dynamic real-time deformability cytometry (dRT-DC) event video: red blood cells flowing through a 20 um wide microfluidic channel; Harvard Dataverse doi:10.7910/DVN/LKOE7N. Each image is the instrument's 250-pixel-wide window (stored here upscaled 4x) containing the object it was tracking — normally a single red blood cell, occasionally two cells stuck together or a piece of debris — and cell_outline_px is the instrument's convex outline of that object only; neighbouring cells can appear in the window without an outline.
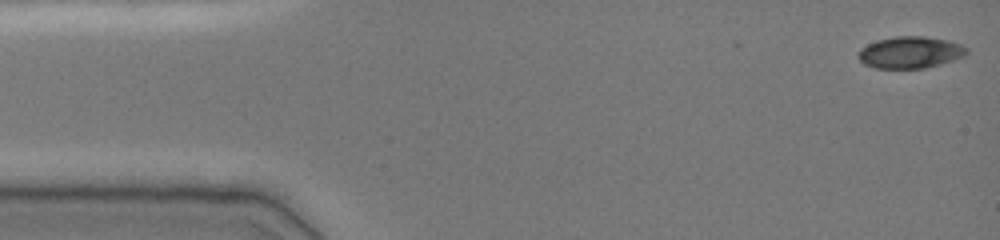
{"species": "common noctule bat (a hibernating species)", "species_latin": "Nyctalus noctula", "temperature_condition": "cold", "stored_images_in_passage": 48, "camera_frame_rate_fps": 3000, "um_per_image_px": 0.085, "animal": {"sex": "female", "body_mass_g": 19.0, "forearm_length_mm": 51.5}, "frame": {"image": 1, "passage_image": 1, "time_ms": 0.0, "image_size_px": [1000, 240], "cell_outline_px": [[968, 52], [964, 56], [940, 64], [924, 68], [876, 68], [864, 64], [856, 56], [860, 48], [876, 40], [896, 36], [924, 36], [948, 40], [960, 44], [968, 48]], "centroid_in_image_um": [77.35, 4.44], "position_along_channel_um": 7.6, "area_um2": 20.11}}
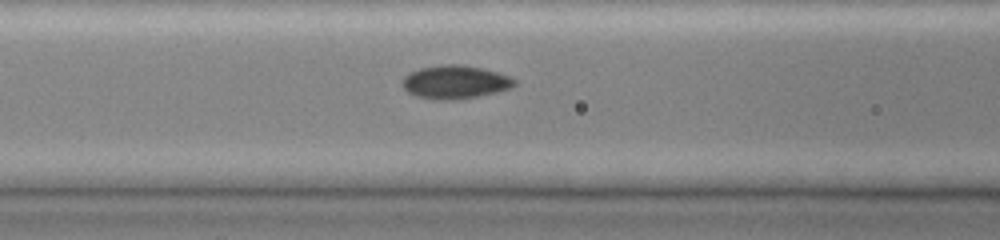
{"frame": {"image": 2, "passage_image": 19, "time_ms": 6.0, "image_size_px": [1000, 240], "cell_outline_px": [[516, 84], [512, 88], [480, 96], [452, 100], [440, 100], [416, 96], [408, 92], [400, 84], [404, 76], [408, 72], [420, 68], [440, 64], [460, 64], [480, 68], [496, 72], [508, 76], [516, 80]], "centroid_in_image_um": [38.65, 6.97], "position_along_channel_um": 128.0, "area_um2": 21.91}}
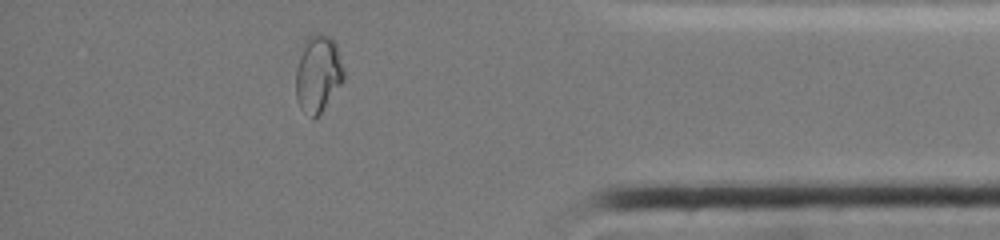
{"frame": {"image": 3, "passage_image": 42, "time_ms": 13.667, "image_size_px": [1000, 240], "cell_outline_px": [[344, 80], [320, 116], [312, 120], [300, 108], [296, 96], [296, 68], [304, 40], [308, 36], [316, 32], [328, 36], [336, 44], [344, 72]], "centroid_in_image_um": [27.02, 6.31], "position_along_channel_um": 408.2, "area_um2": 21.85}}